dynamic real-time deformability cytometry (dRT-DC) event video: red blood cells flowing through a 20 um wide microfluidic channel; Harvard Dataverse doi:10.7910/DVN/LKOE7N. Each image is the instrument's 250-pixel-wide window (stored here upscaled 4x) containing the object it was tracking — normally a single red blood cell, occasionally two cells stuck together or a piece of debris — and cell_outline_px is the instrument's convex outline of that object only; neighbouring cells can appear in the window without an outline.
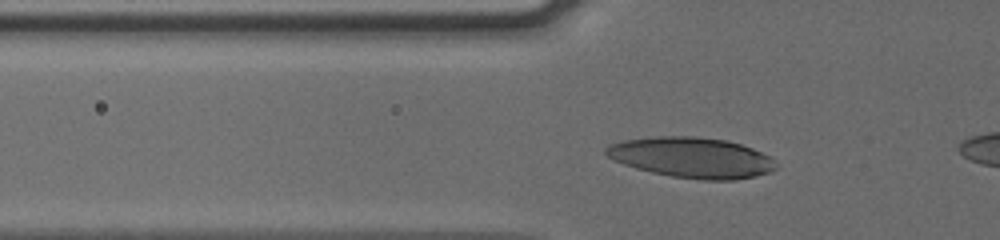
{"species": "human", "species_latin": "Homo sapiens", "temperature_condition": "cold", "stored_images_in_passage": 38, "camera_frame_rate_fps": 3000, "um_per_image_px": 0.085, "donor": {"sex": "male"}, "frame": {"image": 1, "passage_image": 11, "time_ms": 3.333, "image_size_px": [1000, 240], "cell_outline_px": [[780, 164], [772, 172], [756, 176], [736, 180], [700, 180], [672, 176], [652, 172], [636, 168], [624, 164], [608, 156], [604, 152], [604, 148], [612, 144], [624, 140], [656, 136], [696, 136], [724, 140], [740, 144], [752, 148], [776, 160]], "centroid_in_image_um": [58.85, 13.4], "position_along_channel_um": 66.9, "area_um2": 40.17}}
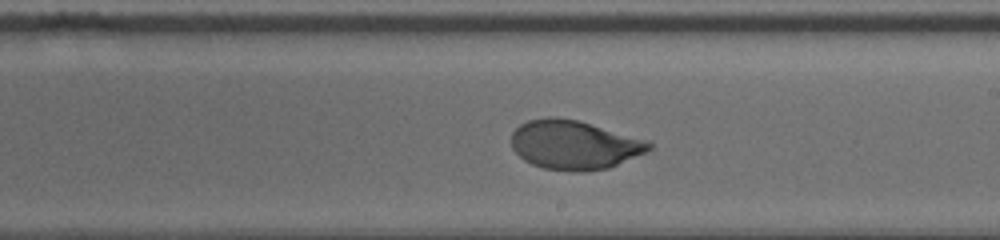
{"frame": {"image": 2, "passage_image": 25, "time_ms": 8.0, "image_size_px": [1000, 240], "cell_outline_px": [[652, 148], [644, 152], [608, 168], [584, 172], [572, 172], [544, 168], [532, 164], [524, 160], [512, 148], [512, 132], [520, 124], [528, 120], [548, 116], [552, 116], [576, 120], [648, 140], [652, 144]], "centroid_in_image_um": [48.77, 12.31], "position_along_channel_um": 240.2, "area_um2": 39.13}}
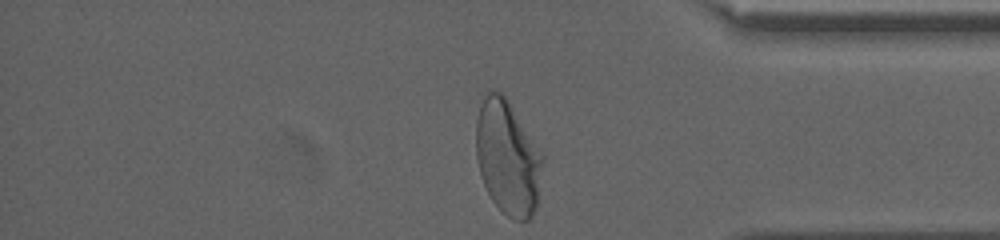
{"frame": {"image": 3, "passage_image": 38, "time_ms": 12.333, "image_size_px": [1000, 240], "cell_outline_px": [[544, 160], [536, 204], [532, 216], [528, 220], [512, 220], [492, 200], [480, 176], [476, 156], [476, 120], [480, 104], [484, 96], [488, 92], [500, 92], [508, 100], [540, 148], [544, 156]], "centroid_in_image_um": [43.16, 13.39], "position_along_channel_um": 392.0, "area_um2": 44.33}, "authors_computed_cell_mechanics": {"area_um2": 39.3907, "velocity_mm_per_s": 3.7891, "shape_relaxation_time_tau1_ms": 3.8355, "shape_relaxation_time_tau2_ms": null, "deformation_change_tau1": 0.1831, "deformation_change_tau2": null}}